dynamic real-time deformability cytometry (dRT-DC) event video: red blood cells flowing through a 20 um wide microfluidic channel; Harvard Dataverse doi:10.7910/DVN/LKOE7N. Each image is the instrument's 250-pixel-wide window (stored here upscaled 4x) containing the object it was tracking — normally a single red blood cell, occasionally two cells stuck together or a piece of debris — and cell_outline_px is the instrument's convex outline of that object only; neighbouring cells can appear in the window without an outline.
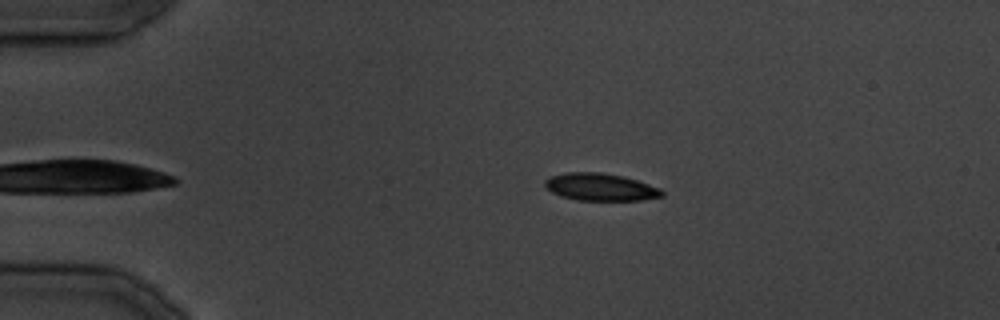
{"species": "common noctule bat (a hibernating species)", "species_latin": "Nyctalus noctula", "temperature_condition": "cold", "stored_images_in_passage": 9, "camera_frame_rate_fps": 3000, "um_per_image_px": 0.085, "animal": {"sex": "male", "body_mass_g": 19.5, "forearm_length_mm": 54.6}, "frame": {"image": 1, "passage_image": 1, "time_ms": 0.0, "image_size_px": [1000, 320], "cell_outline_px": [[664, 196], [640, 200], [576, 200], [560, 196], [544, 188], [544, 180], [552, 176], [564, 172], [600, 172], [624, 176], [660, 188], [664, 192]], "centroid_in_image_um": [51.0, 15.89], "position_along_channel_um": 34.0, "area_um2": 18.79}}
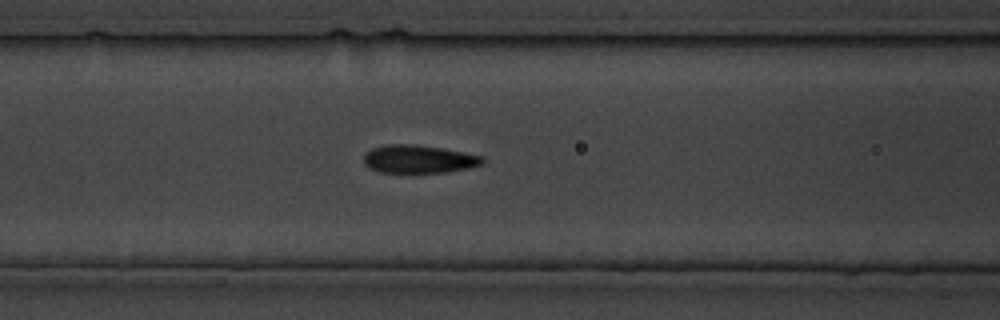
{"frame": {"image": 2, "passage_image": 9, "time_ms": 9.333, "image_size_px": [1000, 320], "cell_outline_px": [[484, 164], [468, 168], [444, 172], [380, 172], [368, 168], [364, 164], [364, 152], [372, 148], [384, 144], [412, 144], [440, 148], [464, 152], [484, 156]], "centroid_in_image_um": [35.57, 13.51], "position_along_channel_um": 131.0, "area_um2": 19.48}}